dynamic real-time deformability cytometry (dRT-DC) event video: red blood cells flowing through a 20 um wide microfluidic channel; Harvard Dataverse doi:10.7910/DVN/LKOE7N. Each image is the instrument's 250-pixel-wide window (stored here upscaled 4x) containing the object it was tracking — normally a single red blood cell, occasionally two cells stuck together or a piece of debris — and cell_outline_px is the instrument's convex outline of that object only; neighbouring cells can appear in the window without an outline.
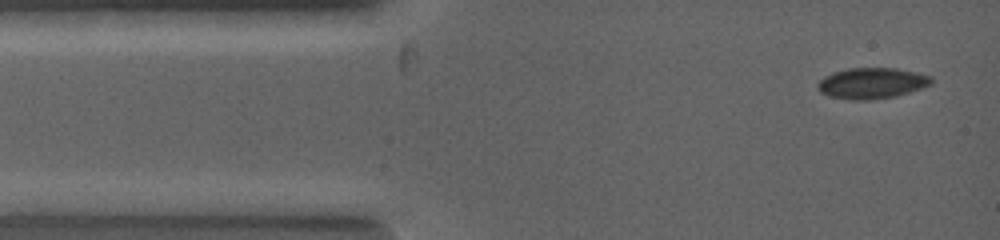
{"species": "common noctule bat (a hibernating species)", "species_latin": "Nyctalus noctula", "temperature_condition": "warm", "stored_images_in_passage": 7, "camera_frame_rate_fps": 5000, "um_per_image_px": 0.085, "animal": {"sex": "female", "body_mass_g": 19.0, "forearm_length_mm": 53.3}, "frame": {"image": 1, "passage_image": 1, "time_ms": 0.0, "image_size_px": [1000, 240], "cell_outline_px": [[932, 84], [896, 96], [868, 100], [852, 100], [828, 96], [820, 92], [816, 88], [816, 84], [824, 76], [832, 72], [848, 68], [896, 68], [932, 76]], "centroid_in_image_um": [74.05, 7.07], "position_along_channel_um": 10.9, "area_um2": 20.52}}
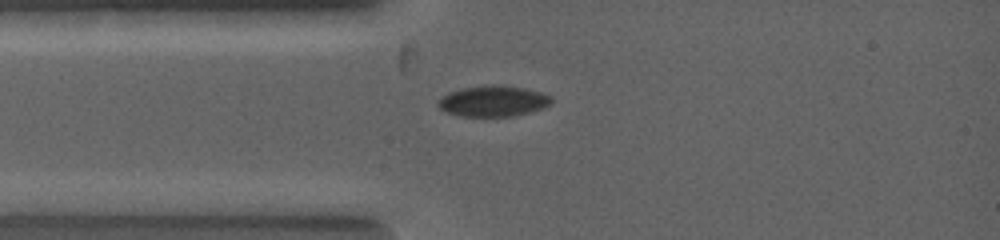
{"frame": {"image": 2, "passage_image": 4, "time_ms": 1.4, "image_size_px": [1000, 240], "cell_outline_px": [[552, 100], [548, 104], [540, 108], [528, 112], [512, 116], [460, 116], [448, 112], [440, 108], [436, 104], [436, 100], [448, 92], [464, 88], [520, 88], [540, 92], [548, 96]], "centroid_in_image_um": [41.82, 8.65], "position_along_channel_um": 43.2, "area_um2": 19.07}}
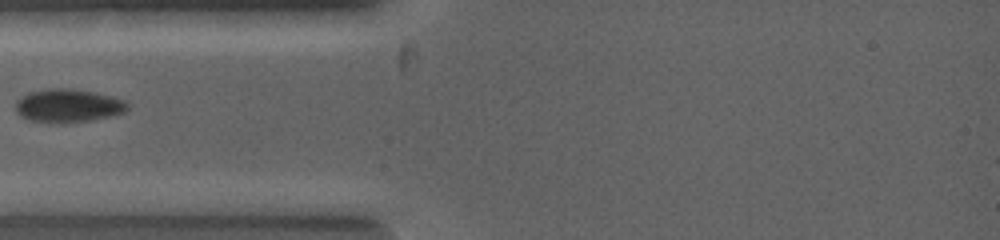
{"frame": {"image": 3, "passage_image": 5, "time_ms": 2.0, "image_size_px": [1000, 240], "cell_outline_px": [[128, 108], [124, 112], [112, 116], [92, 120], [60, 124], [28, 120], [20, 116], [16, 112], [16, 104], [24, 96], [32, 92], [60, 88], [92, 92], [124, 100], [128, 104]], "centroid_in_image_um": [5.8, 9.03], "position_along_channel_um": 79.2, "area_um2": 21.27}}